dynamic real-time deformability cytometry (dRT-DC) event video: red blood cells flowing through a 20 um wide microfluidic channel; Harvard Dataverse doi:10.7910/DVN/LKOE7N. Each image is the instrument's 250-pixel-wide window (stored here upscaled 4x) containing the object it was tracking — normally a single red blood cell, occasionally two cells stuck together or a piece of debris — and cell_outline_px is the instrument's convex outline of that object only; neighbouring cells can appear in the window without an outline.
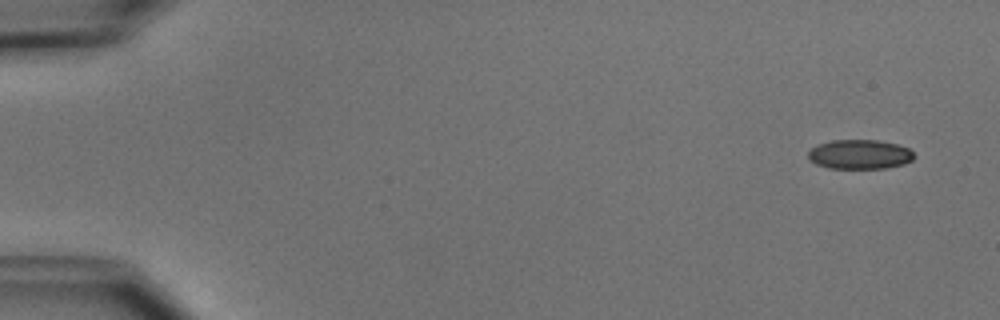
{"species": "common noctule bat (a hibernating species)", "species_latin": "Nyctalus noctula", "temperature_condition": "cold", "stored_images_in_passage": 8, "camera_frame_rate_fps": 3000, "um_per_image_px": 0.085, "animal": {"sex": "male", "body_mass_g": 15.6}, "frame": {"image": 1, "passage_image": 1, "time_ms": 0.0, "image_size_px": [1000, 320], "cell_outline_px": [[916, 156], [912, 160], [904, 164], [884, 168], [828, 168], [816, 164], [808, 160], [808, 152], [816, 144], [832, 140], [876, 140], [896, 144], [908, 148]], "centroid_in_image_um": [73.05, 13.12], "position_along_channel_um": 12.0, "area_um2": 18.21}}
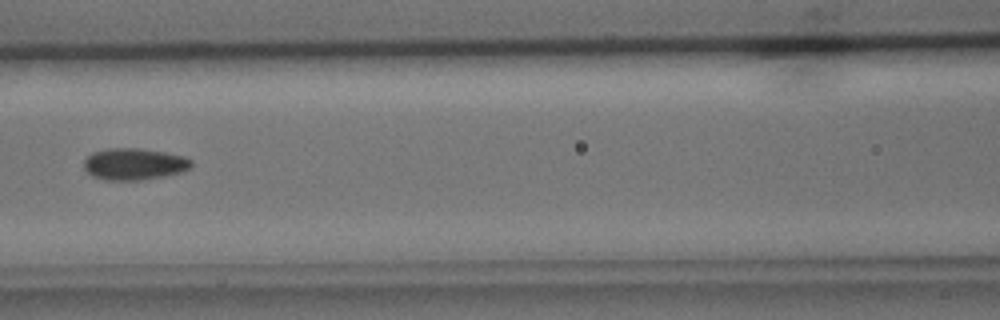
{"frame": {"image": 2, "passage_image": 7, "time_ms": 7.0, "image_size_px": [1000, 320], "cell_outline_px": [[192, 168], [180, 172], [164, 176], [140, 180], [104, 180], [92, 176], [84, 168], [84, 160], [92, 152], [108, 148], [140, 148], [164, 152], [184, 156], [192, 160]], "centroid_in_image_um": [11.4, 13.94], "position_along_channel_um": 155.2, "area_um2": 19.94}}
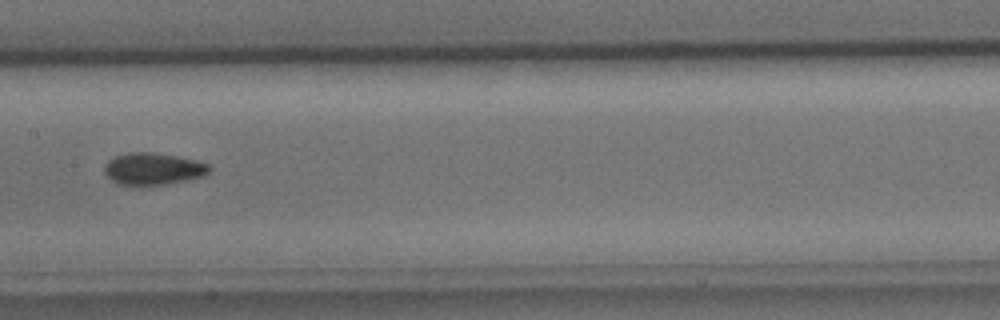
{"frame": {"image": 3, "passage_image": 8, "time_ms": 8.0, "image_size_px": [1000, 320], "cell_outline_px": [[212, 168], [204, 176], [164, 184], [120, 184], [112, 180], [104, 172], [104, 164], [108, 160], [116, 156], [128, 152], [152, 152], [176, 156], [196, 160], [208, 164]], "centroid_in_image_um": [13.01, 14.33], "position_along_channel_um": 194.4, "area_um2": 19.25}}